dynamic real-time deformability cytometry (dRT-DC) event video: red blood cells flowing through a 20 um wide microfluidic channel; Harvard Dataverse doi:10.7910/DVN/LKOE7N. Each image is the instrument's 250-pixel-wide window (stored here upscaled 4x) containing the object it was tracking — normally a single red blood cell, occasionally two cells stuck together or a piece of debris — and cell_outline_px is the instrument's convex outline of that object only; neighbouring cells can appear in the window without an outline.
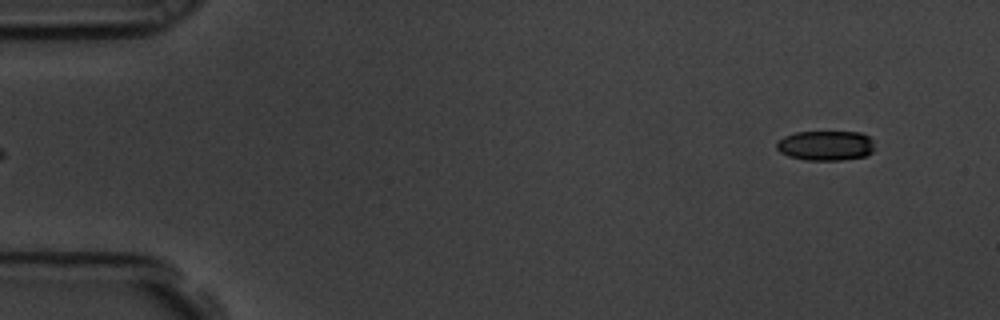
{"species": "common noctule bat (a hibernating species)", "species_latin": "Nyctalus noctula", "temperature_condition": "room temperature", "stored_images_in_passage": 54, "camera_frame_rate_fps": 3000, "um_per_image_px": 0.085, "animal": {"sex": "male", "body_mass_g": 19.5, "forearm_length_mm": 54.6}, "frame": {"image": 1, "passage_image": 1, "time_ms": 0.0, "image_size_px": [1000, 320], "cell_outline_px": [[872, 152], [864, 156], [840, 160], [804, 160], [788, 156], [780, 152], [776, 148], [776, 144], [784, 136], [796, 132], [860, 132], [868, 136], [872, 140]], "centroid_in_image_um": [70.15, 12.37], "position_along_channel_um": 14.8, "area_um2": 16.94}}
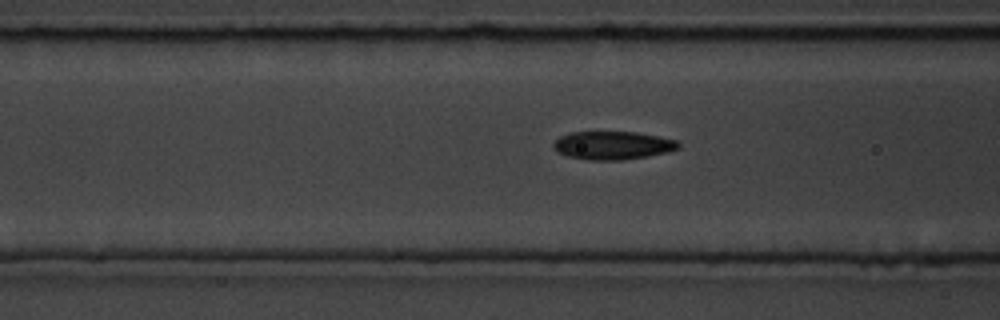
{"frame": {"image": 2, "passage_image": 19, "time_ms": 6.0, "image_size_px": [1000, 320], "cell_outline_px": [[680, 148], [668, 152], [648, 156], [620, 160], [588, 160], [568, 156], [556, 152], [552, 148], [552, 144], [560, 136], [572, 132], [636, 132], [676, 140], [680, 144]], "centroid_in_image_um": [52.06, 12.36], "position_along_channel_um": 114.5, "area_um2": 20.58}}
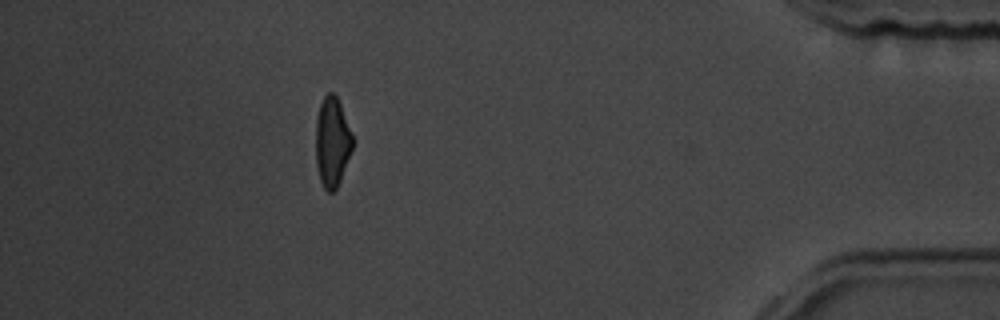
{"frame": {"image": 3, "passage_image": 48, "time_ms": 15.667, "image_size_px": [1000, 320], "cell_outline_px": [[352, 148], [340, 180], [336, 188], [332, 192], [328, 192], [324, 188], [320, 180], [316, 164], [316, 116], [320, 104], [324, 96], [328, 92], [332, 92], [336, 96], [340, 104], [352, 132]], "centroid_in_image_um": [28.22, 12.05], "position_along_channel_um": 407.0, "area_um2": 19.07}, "authors_computed_cell_mechanics": {"area_um2": 19.7098, "velocity_mm_per_s": 3.5516, "shape_relaxation_time_tau1_ms": 4.1333, "shape_relaxation_time_tau2_ms": 2.1871, "deformation_change_tau1": 0.1307, "deformation_change_tau2": 0.0932}}